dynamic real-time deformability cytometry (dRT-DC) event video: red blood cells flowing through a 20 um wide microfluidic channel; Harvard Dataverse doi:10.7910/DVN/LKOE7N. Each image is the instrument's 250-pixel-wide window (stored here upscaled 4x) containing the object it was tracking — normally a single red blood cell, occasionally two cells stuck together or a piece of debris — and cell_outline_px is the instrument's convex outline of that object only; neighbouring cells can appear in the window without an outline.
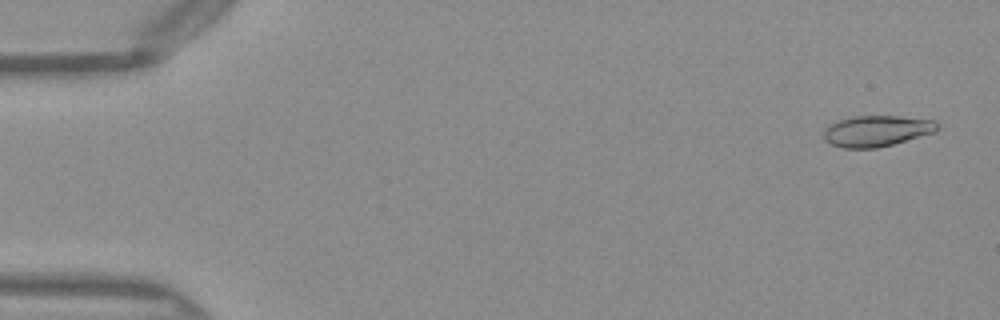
{"species": "Egyptian fruit bat (a non-hibernating species)", "species_latin": "Rousettus aegyptiacus", "temperature_condition": "warm", "stored_images_in_passage": 50, "camera_frame_rate_fps": 3000, "um_per_image_px": 0.085, "frame": {"image": 1, "passage_image": 2, "time_ms": 0.333, "image_size_px": [1000, 320], "cell_outline_px": [[940, 128], [936, 132], [892, 144], [876, 148], [844, 148], [832, 144], [824, 140], [824, 132], [832, 124], [840, 120], [852, 116], [900, 116], [936, 120]], "centroid_in_image_um": [74.58, 11.12], "position_along_channel_um": 10.4, "area_um2": 20.4}}
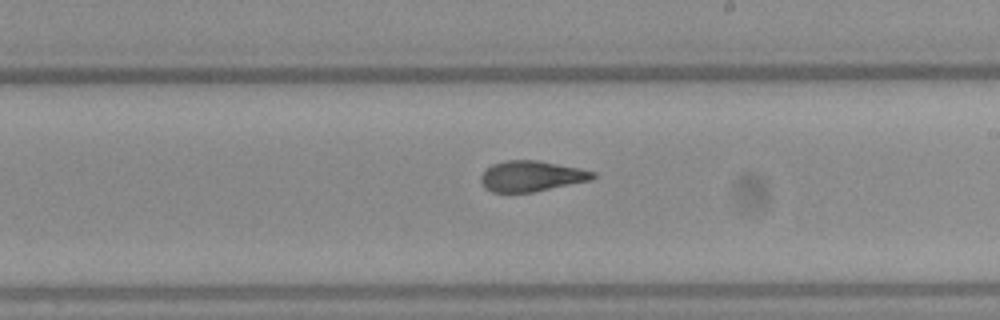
{"frame": {"image": 2, "passage_image": 29, "time_ms": 9.333, "image_size_px": [1000, 320], "cell_outline_px": [[596, 176], [592, 180], [532, 192], [492, 192], [484, 188], [480, 180], [480, 176], [484, 168], [492, 164], [504, 160], [540, 160], [580, 168], [596, 172]], "centroid_in_image_um": [45.15, 14.96], "position_along_channel_um": 243.9, "area_um2": 20.29}}
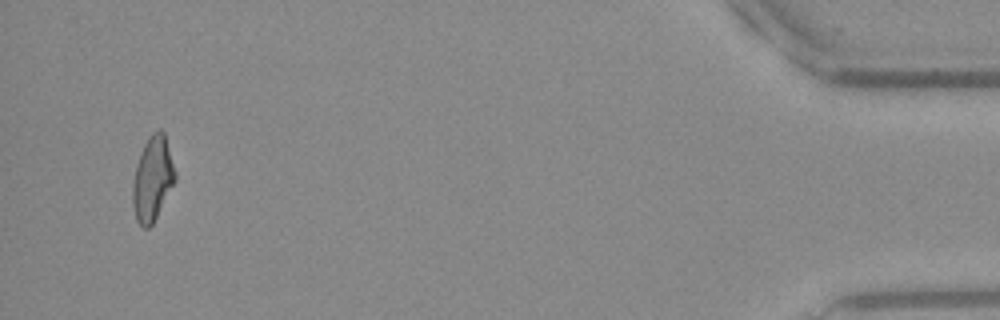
{"frame": {"image": 3, "passage_image": 48, "time_ms": 15.667, "image_size_px": [1000, 320], "cell_outline_px": [[176, 180], [152, 224], [148, 228], [144, 228], [136, 220], [132, 204], [132, 184], [140, 152], [148, 136], [152, 132], [160, 128], [164, 132], [176, 172]], "centroid_in_image_um": [12.96, 15.17], "position_along_channel_um": 422.2, "area_um2": 20.87}, "authors_computed_cell_mechanics": {"area_um2": 20.4612, "velocity_mm_per_s": 4.0704, "shape_relaxation_time_tau1_ms": null, "shape_relaxation_time_tau2_ms": 1.8921, "deformation_change_tau1": null, "deformation_change_tau2": 0.0898}}